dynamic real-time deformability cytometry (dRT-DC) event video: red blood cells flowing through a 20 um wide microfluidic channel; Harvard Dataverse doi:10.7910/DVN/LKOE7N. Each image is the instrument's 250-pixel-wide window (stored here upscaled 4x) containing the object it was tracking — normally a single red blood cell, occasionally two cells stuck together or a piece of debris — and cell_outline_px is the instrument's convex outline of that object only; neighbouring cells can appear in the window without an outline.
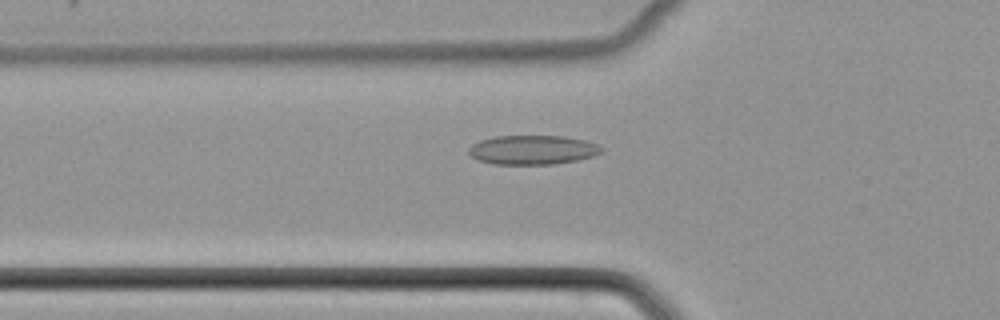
{"species": "common noctule bat (a hibernating species)", "species_latin": "Nyctalus noctula", "temperature_condition": "cold", "stored_images_in_passage": 33, "camera_frame_rate_fps": 3000, "um_per_image_px": 0.085, "animal": {"sex": "female", "body_mass_g": 22.7, "forearm_length_mm": 54.2}, "frame": {"image": 1, "passage_image": 2, "time_ms": 0.333, "image_size_px": [1000, 320], "cell_outline_px": [[604, 148], [600, 152], [592, 156], [576, 160], [552, 164], [492, 164], [480, 160], [472, 156], [468, 152], [468, 148], [472, 144], [480, 140], [496, 136], [564, 136], [584, 140], [596, 144]], "centroid_in_image_um": [45.24, 12.73], "position_along_channel_um": 80.6, "area_um2": 22.43}}
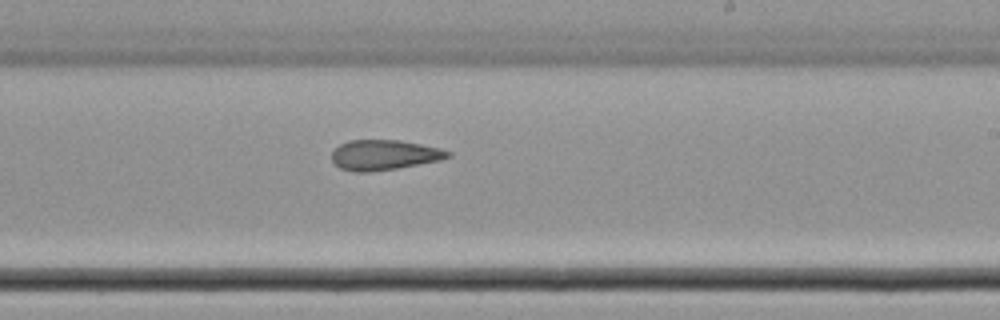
{"frame": {"image": 2, "passage_image": 15, "time_ms": 4.667, "image_size_px": [1000, 320], "cell_outline_px": [[452, 156], [440, 160], [396, 168], [368, 172], [356, 172], [340, 168], [332, 160], [332, 152], [340, 144], [348, 140], [400, 140], [440, 148], [452, 152]], "centroid_in_image_um": [32.66, 13.16], "position_along_channel_um": 256.3, "area_um2": 20.29}}
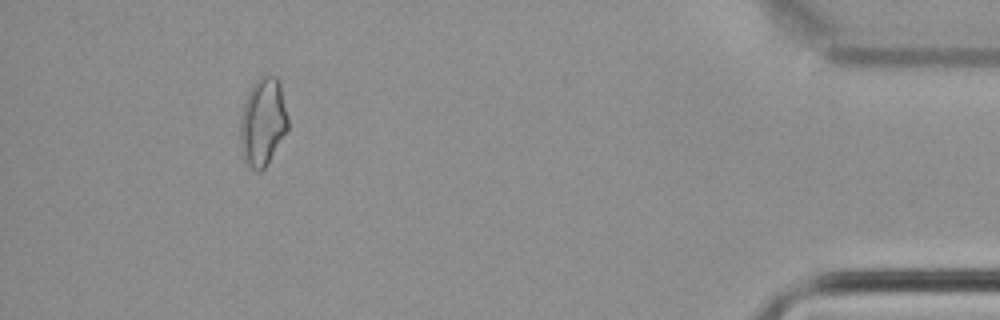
{"frame": {"image": 3, "passage_image": 31, "time_ms": 10.0, "image_size_px": [1000, 320], "cell_outline_px": [[288, 128], [264, 168], [260, 172], [256, 172], [244, 160], [240, 144], [240, 120], [244, 100], [252, 84], [260, 76], [276, 76], [280, 80], [288, 116]], "centroid_in_image_um": [22.33, 10.32], "position_along_channel_um": 412.9, "area_um2": 24.51}}